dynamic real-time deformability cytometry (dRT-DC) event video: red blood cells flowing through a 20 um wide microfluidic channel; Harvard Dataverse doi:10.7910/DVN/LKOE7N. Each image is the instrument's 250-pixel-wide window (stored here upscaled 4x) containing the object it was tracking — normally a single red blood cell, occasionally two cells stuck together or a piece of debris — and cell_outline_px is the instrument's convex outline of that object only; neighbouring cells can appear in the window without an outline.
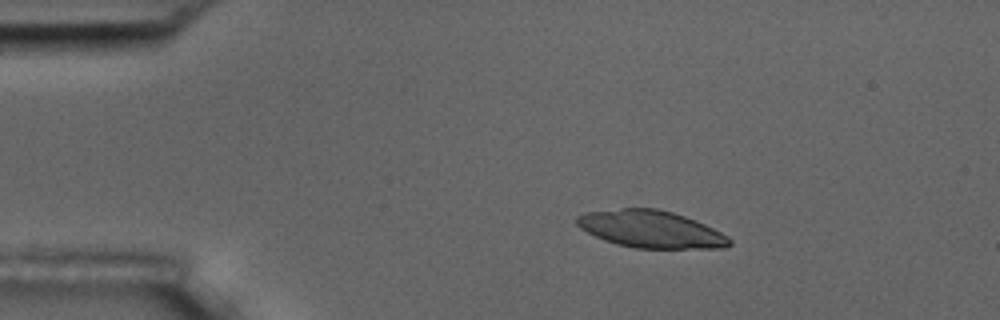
{"species": "common noctule bat (a hibernating species)", "species_latin": "Nyctalus noctula", "temperature_condition": "room temperature", "stored_images_in_passage": 55, "camera_frame_rate_fps": 3000, "um_per_image_px": 0.085, "animal": {"sex": "male", "body_mass_g": 17.5, "forearm_length_mm": 52.3}, "frame": {"image": 1, "passage_image": 9, "time_ms": 2.667, "image_size_px": [1000, 320], "cell_outline_px": [[732, 244], [724, 248], [636, 248], [616, 244], [604, 240], [580, 228], [576, 224], [576, 216], [584, 212], [620, 208], [656, 208], [672, 212], [696, 220], [728, 236], [732, 240]], "centroid_in_image_um": [55.31, 19.48], "position_along_channel_um": 29.7, "area_um2": 33.12}}